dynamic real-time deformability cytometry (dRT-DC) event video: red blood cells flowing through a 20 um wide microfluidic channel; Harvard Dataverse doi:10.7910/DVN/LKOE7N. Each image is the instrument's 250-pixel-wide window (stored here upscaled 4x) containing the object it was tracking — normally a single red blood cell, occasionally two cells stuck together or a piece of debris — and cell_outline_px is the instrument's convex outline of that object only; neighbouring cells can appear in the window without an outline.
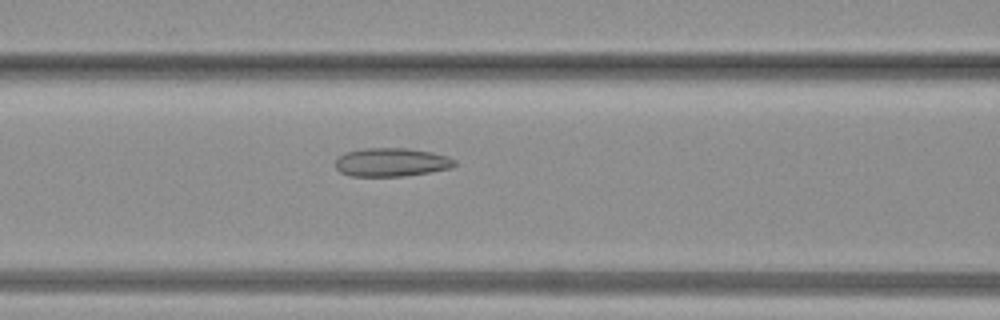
{"species": "common noctule bat (a hibernating species)", "species_latin": "Nyctalus noctula", "temperature_condition": "warm", "stored_images_in_passage": 27, "camera_frame_rate_fps": 3000, "um_per_image_px": 0.085, "animal": {"sex": "female", "body_mass_g": 19.3, "forearm_length_mm": 54.1}, "frame": {"image": 1, "passage_image": 8, "time_ms": 2.333, "image_size_px": [1000, 320], "cell_outline_px": [[456, 164], [452, 168], [404, 176], [352, 176], [340, 172], [336, 168], [336, 160], [344, 152], [364, 148], [408, 148], [432, 152], [448, 156], [456, 160]], "centroid_in_image_um": [33.29, 13.78], "position_along_channel_um": 133.3, "area_um2": 19.88}}
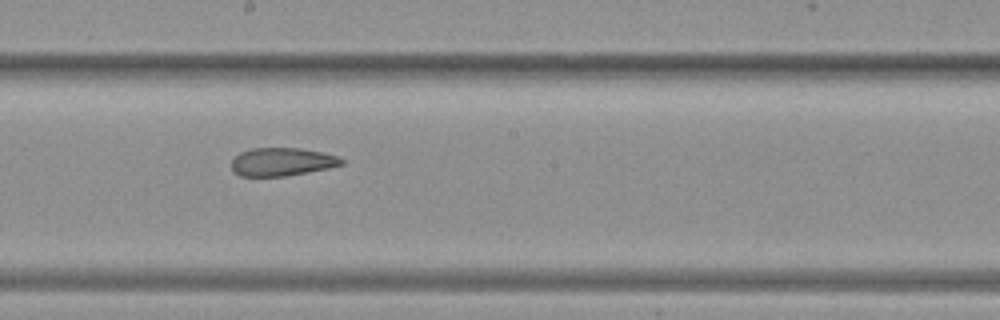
{"frame": {"image": 2, "passage_image": 13, "time_ms": 4.0, "image_size_px": [1000, 320], "cell_outline_px": [[344, 164], [328, 168], [284, 176], [240, 176], [232, 168], [232, 160], [240, 152], [252, 148], [300, 148], [324, 152], [340, 156], [344, 160]], "centroid_in_image_um": [24.01, 13.74], "position_along_channel_um": 224.2, "area_um2": 18.03}}
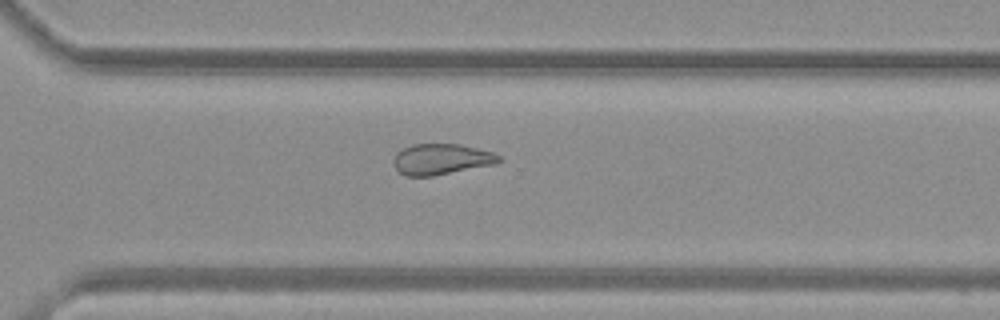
{"frame": {"image": 3, "passage_image": 19, "time_ms": 6.0, "image_size_px": [1000, 320], "cell_outline_px": [[500, 160], [496, 164], [432, 176], [404, 176], [392, 164], [392, 160], [396, 152], [412, 144], [460, 144], [492, 152], [500, 156]], "centroid_in_image_um": [37.47, 13.53], "position_along_channel_um": 333.1, "area_um2": 18.96}}